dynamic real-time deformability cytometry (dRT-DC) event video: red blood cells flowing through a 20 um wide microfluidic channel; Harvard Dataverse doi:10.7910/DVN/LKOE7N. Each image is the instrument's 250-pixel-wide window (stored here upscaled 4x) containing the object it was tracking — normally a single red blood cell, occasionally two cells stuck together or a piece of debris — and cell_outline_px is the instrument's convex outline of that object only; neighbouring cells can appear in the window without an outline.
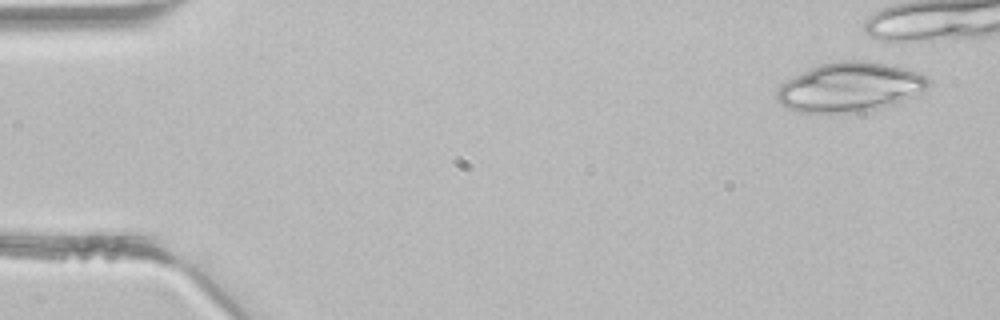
{"species": "common noctule bat (a hibernating species)", "species_latin": "Nyctalus noctula", "temperature_condition": "room temperature", "stored_images_in_passage": 5, "camera_frame_rate_fps": 3000, "um_per_image_px": 0.085, "animal": {"sex": "male", "body_mass_g": 21.5, "forearm_length_mm": 52.0}, "frame": {"image": 1, "passage_image": 1, "time_ms": 0.0, "image_size_px": [1000, 320], "cell_outline_px": [[932, 80], [920, 92], [892, 104], [864, 112], [800, 112], [788, 108], [780, 104], [776, 100], [776, 92], [780, 84], [820, 64], [840, 60], [860, 60], [884, 64], [904, 68], [916, 72]], "centroid_in_image_um": [72.2, 7.41], "position_along_channel_um": 12.8, "area_um2": 42.83}}